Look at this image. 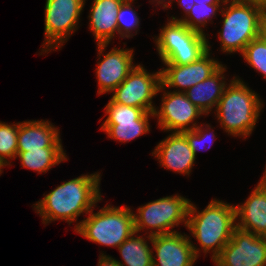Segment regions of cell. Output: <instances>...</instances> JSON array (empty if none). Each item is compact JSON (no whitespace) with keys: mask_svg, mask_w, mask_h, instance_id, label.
<instances>
[{"mask_svg":"<svg viewBox=\"0 0 266 266\" xmlns=\"http://www.w3.org/2000/svg\"><path fill=\"white\" fill-rule=\"evenodd\" d=\"M101 174L80 175L77 178L63 181L54 190L45 194L33 207L47 225L52 221L63 220L69 223L77 222L83 213L88 214L102 200L100 192Z\"/></svg>","mask_w":266,"mask_h":266,"instance_id":"cell-1","label":"cell"},{"mask_svg":"<svg viewBox=\"0 0 266 266\" xmlns=\"http://www.w3.org/2000/svg\"><path fill=\"white\" fill-rule=\"evenodd\" d=\"M235 205L218 199H212L205 209L198 211L191 202L188 211L186 228L191 232L201 249L191 241L194 253L199 258L200 252H212L214 261L222 248L231 240L233 230L236 228Z\"/></svg>","mask_w":266,"mask_h":266,"instance_id":"cell-2","label":"cell"},{"mask_svg":"<svg viewBox=\"0 0 266 266\" xmlns=\"http://www.w3.org/2000/svg\"><path fill=\"white\" fill-rule=\"evenodd\" d=\"M259 97L239 77L230 80L214 110L217 121L228 135L246 139L252 134L264 107Z\"/></svg>","mask_w":266,"mask_h":266,"instance_id":"cell-3","label":"cell"},{"mask_svg":"<svg viewBox=\"0 0 266 266\" xmlns=\"http://www.w3.org/2000/svg\"><path fill=\"white\" fill-rule=\"evenodd\" d=\"M93 211L94 208L74 228L77 234L87 240L118 248L135 232L134 213L127 205L113 207L107 204L96 213Z\"/></svg>","mask_w":266,"mask_h":266,"instance_id":"cell-4","label":"cell"},{"mask_svg":"<svg viewBox=\"0 0 266 266\" xmlns=\"http://www.w3.org/2000/svg\"><path fill=\"white\" fill-rule=\"evenodd\" d=\"M220 13L223 25L218 32L220 48L223 53L242 54L246 45L259 37L264 11L257 6L244 2H226Z\"/></svg>","mask_w":266,"mask_h":266,"instance_id":"cell-5","label":"cell"},{"mask_svg":"<svg viewBox=\"0 0 266 266\" xmlns=\"http://www.w3.org/2000/svg\"><path fill=\"white\" fill-rule=\"evenodd\" d=\"M209 34L191 30L181 21L170 20L155 38L158 55L164 65H187L208 51Z\"/></svg>","mask_w":266,"mask_h":266,"instance_id":"cell-6","label":"cell"},{"mask_svg":"<svg viewBox=\"0 0 266 266\" xmlns=\"http://www.w3.org/2000/svg\"><path fill=\"white\" fill-rule=\"evenodd\" d=\"M190 203L188 198L176 194L140 206L137 213L133 214L135 232L141 233L147 229L146 234L149 236L178 232L173 228L180 223L187 226Z\"/></svg>","mask_w":266,"mask_h":266,"instance_id":"cell-7","label":"cell"},{"mask_svg":"<svg viewBox=\"0 0 266 266\" xmlns=\"http://www.w3.org/2000/svg\"><path fill=\"white\" fill-rule=\"evenodd\" d=\"M85 0H46L44 33L40 54L59 50L69 37L78 30ZM56 49V50H55Z\"/></svg>","mask_w":266,"mask_h":266,"instance_id":"cell-8","label":"cell"},{"mask_svg":"<svg viewBox=\"0 0 266 266\" xmlns=\"http://www.w3.org/2000/svg\"><path fill=\"white\" fill-rule=\"evenodd\" d=\"M160 86L161 69L149 73L142 64H135L126 79L111 92L113 93L111 99L116 103L142 108L146 112L153 113L156 107L152 99L159 93Z\"/></svg>","mask_w":266,"mask_h":266,"instance_id":"cell-9","label":"cell"},{"mask_svg":"<svg viewBox=\"0 0 266 266\" xmlns=\"http://www.w3.org/2000/svg\"><path fill=\"white\" fill-rule=\"evenodd\" d=\"M104 109L105 116H108L100 130L106 132L111 139L125 143L150 131L148 118L154 117L153 113L116 103L111 98Z\"/></svg>","mask_w":266,"mask_h":266,"instance_id":"cell-10","label":"cell"},{"mask_svg":"<svg viewBox=\"0 0 266 266\" xmlns=\"http://www.w3.org/2000/svg\"><path fill=\"white\" fill-rule=\"evenodd\" d=\"M165 89L161 84L158 91L163 92L161 107L155 108L153 112L154 118L158 119L159 128L172 133L194 130L198 125L195 120L205 114L187 98L185 93Z\"/></svg>","mask_w":266,"mask_h":266,"instance_id":"cell-11","label":"cell"},{"mask_svg":"<svg viewBox=\"0 0 266 266\" xmlns=\"http://www.w3.org/2000/svg\"><path fill=\"white\" fill-rule=\"evenodd\" d=\"M213 262L215 266H266V237L236 227Z\"/></svg>","mask_w":266,"mask_h":266,"instance_id":"cell-12","label":"cell"},{"mask_svg":"<svg viewBox=\"0 0 266 266\" xmlns=\"http://www.w3.org/2000/svg\"><path fill=\"white\" fill-rule=\"evenodd\" d=\"M106 47H108V44H97L98 57H103V59L101 57L98 58V66L96 67V78L99 87L98 95L111 93L135 67L133 64V49L114 47L104 54Z\"/></svg>","mask_w":266,"mask_h":266,"instance_id":"cell-13","label":"cell"},{"mask_svg":"<svg viewBox=\"0 0 266 266\" xmlns=\"http://www.w3.org/2000/svg\"><path fill=\"white\" fill-rule=\"evenodd\" d=\"M210 50L208 41V51L197 61L187 65H164L166 68H160L161 84L165 88H177L173 92L184 93L197 83L210 77L223 65L211 57Z\"/></svg>","mask_w":266,"mask_h":266,"instance_id":"cell-14","label":"cell"},{"mask_svg":"<svg viewBox=\"0 0 266 266\" xmlns=\"http://www.w3.org/2000/svg\"><path fill=\"white\" fill-rule=\"evenodd\" d=\"M150 242L156 253L152 254L153 266H193L198 259L185 233L154 235Z\"/></svg>","mask_w":266,"mask_h":266,"instance_id":"cell-15","label":"cell"},{"mask_svg":"<svg viewBox=\"0 0 266 266\" xmlns=\"http://www.w3.org/2000/svg\"><path fill=\"white\" fill-rule=\"evenodd\" d=\"M166 170L175 173L190 175L196 156L189 147L186 137L182 133H171L164 138L152 152Z\"/></svg>","mask_w":266,"mask_h":266,"instance_id":"cell-16","label":"cell"},{"mask_svg":"<svg viewBox=\"0 0 266 266\" xmlns=\"http://www.w3.org/2000/svg\"><path fill=\"white\" fill-rule=\"evenodd\" d=\"M124 1L93 0L88 18L90 21L89 29L97 44H110L111 40L118 34L117 14Z\"/></svg>","mask_w":266,"mask_h":266,"instance_id":"cell-17","label":"cell"},{"mask_svg":"<svg viewBox=\"0 0 266 266\" xmlns=\"http://www.w3.org/2000/svg\"><path fill=\"white\" fill-rule=\"evenodd\" d=\"M59 130L48 120L40 119L19 122L17 151L63 147Z\"/></svg>","mask_w":266,"mask_h":266,"instance_id":"cell-18","label":"cell"},{"mask_svg":"<svg viewBox=\"0 0 266 266\" xmlns=\"http://www.w3.org/2000/svg\"><path fill=\"white\" fill-rule=\"evenodd\" d=\"M236 208V227L266 237V188L257 186Z\"/></svg>","mask_w":266,"mask_h":266,"instance_id":"cell-19","label":"cell"},{"mask_svg":"<svg viewBox=\"0 0 266 266\" xmlns=\"http://www.w3.org/2000/svg\"><path fill=\"white\" fill-rule=\"evenodd\" d=\"M223 66L224 65H222L210 77L197 83L196 85L184 92L187 98L198 109H200L205 114V116L208 115L213 108L216 109L217 104L221 99L223 92L227 86L224 74L227 68Z\"/></svg>","mask_w":266,"mask_h":266,"instance_id":"cell-20","label":"cell"},{"mask_svg":"<svg viewBox=\"0 0 266 266\" xmlns=\"http://www.w3.org/2000/svg\"><path fill=\"white\" fill-rule=\"evenodd\" d=\"M147 240L151 241L152 236L143 237L134 232L118 247L123 261L116 260V262L120 266H153L152 246L148 245Z\"/></svg>","mask_w":266,"mask_h":266,"instance_id":"cell-21","label":"cell"},{"mask_svg":"<svg viewBox=\"0 0 266 266\" xmlns=\"http://www.w3.org/2000/svg\"><path fill=\"white\" fill-rule=\"evenodd\" d=\"M16 158L20 159L21 167L29 168L38 173H47L53 166L67 161L63 147H48L29 151H17Z\"/></svg>","mask_w":266,"mask_h":266,"instance_id":"cell-22","label":"cell"},{"mask_svg":"<svg viewBox=\"0 0 266 266\" xmlns=\"http://www.w3.org/2000/svg\"><path fill=\"white\" fill-rule=\"evenodd\" d=\"M223 4H208L198 3L194 4L191 11L186 17L177 18L171 16L170 20L181 21L184 25L188 26L191 30H195L202 34L204 33V27H206L211 18L216 17L218 11H221ZM220 9V10H219ZM217 12V13H216Z\"/></svg>","mask_w":266,"mask_h":266,"instance_id":"cell-23","label":"cell"},{"mask_svg":"<svg viewBox=\"0 0 266 266\" xmlns=\"http://www.w3.org/2000/svg\"><path fill=\"white\" fill-rule=\"evenodd\" d=\"M18 131L19 122L8 124L0 121V164L3 167L11 166L8 159H16Z\"/></svg>","mask_w":266,"mask_h":266,"instance_id":"cell-24","label":"cell"},{"mask_svg":"<svg viewBox=\"0 0 266 266\" xmlns=\"http://www.w3.org/2000/svg\"><path fill=\"white\" fill-rule=\"evenodd\" d=\"M135 0H125L117 14L118 34L121 38H132L139 30L140 18L134 10L132 3ZM135 31V32H134ZM134 32V33H132Z\"/></svg>","mask_w":266,"mask_h":266,"instance_id":"cell-25","label":"cell"},{"mask_svg":"<svg viewBox=\"0 0 266 266\" xmlns=\"http://www.w3.org/2000/svg\"><path fill=\"white\" fill-rule=\"evenodd\" d=\"M241 55L249 66L266 79V43L260 36L250 41Z\"/></svg>","mask_w":266,"mask_h":266,"instance_id":"cell-26","label":"cell"},{"mask_svg":"<svg viewBox=\"0 0 266 266\" xmlns=\"http://www.w3.org/2000/svg\"><path fill=\"white\" fill-rule=\"evenodd\" d=\"M210 129H212L211 125L201 124V125H197L194 130L182 132V134L186 137L189 147L192 149L195 156L197 155V151L203 150V146L206 143H210L209 145H211L213 144V141H215L214 139L216 135L214 131L210 133L209 132ZM204 147H206V145Z\"/></svg>","mask_w":266,"mask_h":266,"instance_id":"cell-27","label":"cell"},{"mask_svg":"<svg viewBox=\"0 0 266 266\" xmlns=\"http://www.w3.org/2000/svg\"><path fill=\"white\" fill-rule=\"evenodd\" d=\"M98 266H120L116 259L110 255H105L103 252L99 255Z\"/></svg>","mask_w":266,"mask_h":266,"instance_id":"cell-28","label":"cell"},{"mask_svg":"<svg viewBox=\"0 0 266 266\" xmlns=\"http://www.w3.org/2000/svg\"><path fill=\"white\" fill-rule=\"evenodd\" d=\"M178 5H180L179 7H181L182 9H184V14L186 17L188 15V13L191 11V8L194 6L195 2L193 0H176Z\"/></svg>","mask_w":266,"mask_h":266,"instance_id":"cell-29","label":"cell"},{"mask_svg":"<svg viewBox=\"0 0 266 266\" xmlns=\"http://www.w3.org/2000/svg\"><path fill=\"white\" fill-rule=\"evenodd\" d=\"M241 1L251 3L257 6L258 8L262 9L263 11L266 9V0H241Z\"/></svg>","mask_w":266,"mask_h":266,"instance_id":"cell-30","label":"cell"},{"mask_svg":"<svg viewBox=\"0 0 266 266\" xmlns=\"http://www.w3.org/2000/svg\"><path fill=\"white\" fill-rule=\"evenodd\" d=\"M153 3L156 2L159 5H162V9L166 10L175 0H151Z\"/></svg>","mask_w":266,"mask_h":266,"instance_id":"cell-31","label":"cell"},{"mask_svg":"<svg viewBox=\"0 0 266 266\" xmlns=\"http://www.w3.org/2000/svg\"><path fill=\"white\" fill-rule=\"evenodd\" d=\"M259 36L266 43V21L265 20L262 22Z\"/></svg>","mask_w":266,"mask_h":266,"instance_id":"cell-32","label":"cell"},{"mask_svg":"<svg viewBox=\"0 0 266 266\" xmlns=\"http://www.w3.org/2000/svg\"><path fill=\"white\" fill-rule=\"evenodd\" d=\"M195 4L198 3H208V4H224V2L220 0H193Z\"/></svg>","mask_w":266,"mask_h":266,"instance_id":"cell-33","label":"cell"},{"mask_svg":"<svg viewBox=\"0 0 266 266\" xmlns=\"http://www.w3.org/2000/svg\"><path fill=\"white\" fill-rule=\"evenodd\" d=\"M260 187H265L266 188V165H265V172L260 181L258 182V185Z\"/></svg>","mask_w":266,"mask_h":266,"instance_id":"cell-34","label":"cell"},{"mask_svg":"<svg viewBox=\"0 0 266 266\" xmlns=\"http://www.w3.org/2000/svg\"><path fill=\"white\" fill-rule=\"evenodd\" d=\"M220 1L226 3V2H235V1H239V0H220Z\"/></svg>","mask_w":266,"mask_h":266,"instance_id":"cell-35","label":"cell"},{"mask_svg":"<svg viewBox=\"0 0 266 266\" xmlns=\"http://www.w3.org/2000/svg\"><path fill=\"white\" fill-rule=\"evenodd\" d=\"M3 166L0 164V174H2L3 173Z\"/></svg>","mask_w":266,"mask_h":266,"instance_id":"cell-36","label":"cell"},{"mask_svg":"<svg viewBox=\"0 0 266 266\" xmlns=\"http://www.w3.org/2000/svg\"><path fill=\"white\" fill-rule=\"evenodd\" d=\"M264 20L266 21V9L264 10Z\"/></svg>","mask_w":266,"mask_h":266,"instance_id":"cell-37","label":"cell"}]
</instances>
